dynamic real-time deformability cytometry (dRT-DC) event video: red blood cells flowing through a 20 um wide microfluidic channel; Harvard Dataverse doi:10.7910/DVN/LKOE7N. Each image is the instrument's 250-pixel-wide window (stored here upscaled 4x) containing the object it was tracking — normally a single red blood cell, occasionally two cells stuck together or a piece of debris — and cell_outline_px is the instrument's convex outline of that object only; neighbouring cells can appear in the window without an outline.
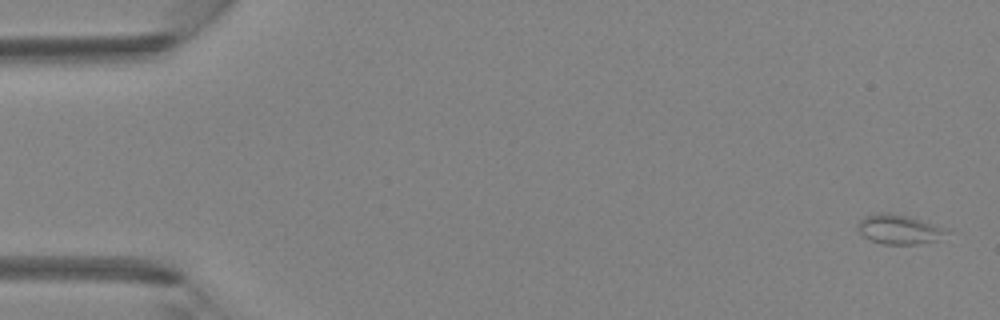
{"species": "Egyptian fruit bat (a non-hibernating species)", "species_latin": "Rousettus aegyptiacus", "temperature_condition": "room temperature", "stored_images_in_passage": 5, "camera_frame_rate_fps": 3000, "um_per_image_px": 0.085, "animal": {"sex": "female"}, "frame": {"image": 1, "passage_image": 1, "time_ms": 0.0, "image_size_px": [1000, 320], "cell_outline_px": [[952, 232], [936, 240], [916, 244], [880, 244], [864, 236], [856, 228], [856, 224], [864, 216], [876, 212], [888, 212], [908, 216], [948, 228]], "centroid_in_image_um": [76.42, 19.48], "position_along_channel_um": 8.6, "area_um2": 15.49}}
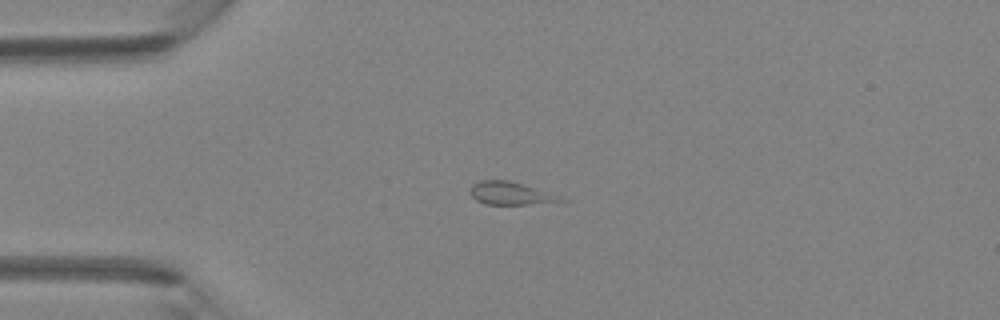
{"frame": {"image": 2, "passage_image": 4, "time_ms": 1.0, "image_size_px": [1000, 320], "cell_outline_px": [[572, 200], [528, 204], [484, 204], [476, 200], [468, 192], [472, 184], [480, 180], [508, 180]], "centroid_in_image_um": [43.33, 16.44], "position_along_channel_um": 41.7, "area_um2": 11.85}}
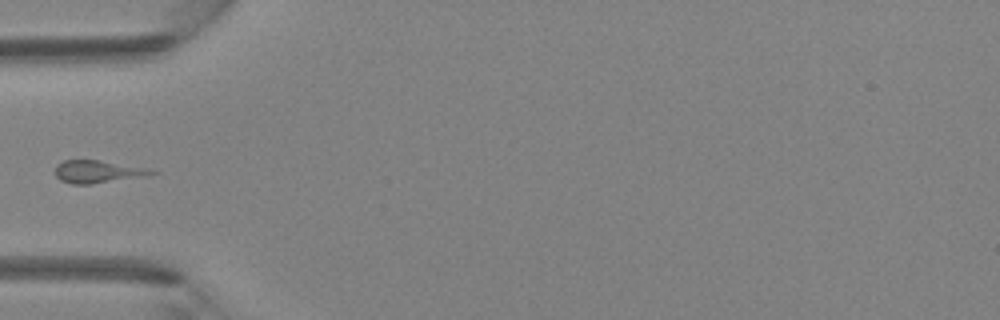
{"frame": {"image": 3, "passage_image": 5, "time_ms": 1.333, "image_size_px": [1000, 320], "cell_outline_px": [[160, 172], [148, 176], [92, 184], [72, 184], [60, 180], [56, 176], [56, 164], [64, 160], [100, 160], [152, 168]], "centroid_in_image_um": [8.39, 14.59], "position_along_channel_um": 76.6, "area_um2": 13.01}}